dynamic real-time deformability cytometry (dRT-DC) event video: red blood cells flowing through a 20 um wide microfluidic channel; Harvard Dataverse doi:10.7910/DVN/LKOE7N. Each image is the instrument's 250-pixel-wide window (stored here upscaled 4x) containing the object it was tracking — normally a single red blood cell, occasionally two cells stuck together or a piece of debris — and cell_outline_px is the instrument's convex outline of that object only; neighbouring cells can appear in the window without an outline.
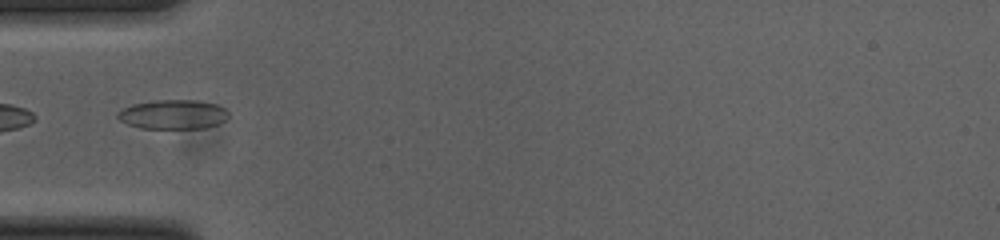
{"species": "common noctule bat (a hibernating species)", "species_latin": "Nyctalus noctula", "temperature_condition": "cold", "stored_images_in_passage": 35, "camera_frame_rate_fps": 3000, "um_per_image_px": 0.085, "animal": {"sex": "female", "body_mass_g": 23.0, "forearm_length_mm": 53.4}, "frame": {"image": 1, "passage_image": 1, "time_ms": 0.0, "image_size_px": [1000, 240], "cell_outline_px": [[228, 116], [224, 120], [216, 124], [204, 128], [140, 128], [128, 124], [120, 120], [116, 116], [116, 112], [132, 104], [152, 100], [196, 100], [216, 104], [224, 108], [228, 112]], "centroid_in_image_um": [14.67, 9.71], "position_along_channel_um": 70.3, "area_um2": 18.9}, "authors_computed_cell_mechanics": {"area_um2": 18.0336, "velocity_mm_per_s": 3.8774, "shape_relaxation_time_tau1_ms": 7.9129, "shape_relaxation_time_tau2_ms": 1.984, "deformation_change_tau1": 0.1683, "deformation_change_tau2": 0.051}}